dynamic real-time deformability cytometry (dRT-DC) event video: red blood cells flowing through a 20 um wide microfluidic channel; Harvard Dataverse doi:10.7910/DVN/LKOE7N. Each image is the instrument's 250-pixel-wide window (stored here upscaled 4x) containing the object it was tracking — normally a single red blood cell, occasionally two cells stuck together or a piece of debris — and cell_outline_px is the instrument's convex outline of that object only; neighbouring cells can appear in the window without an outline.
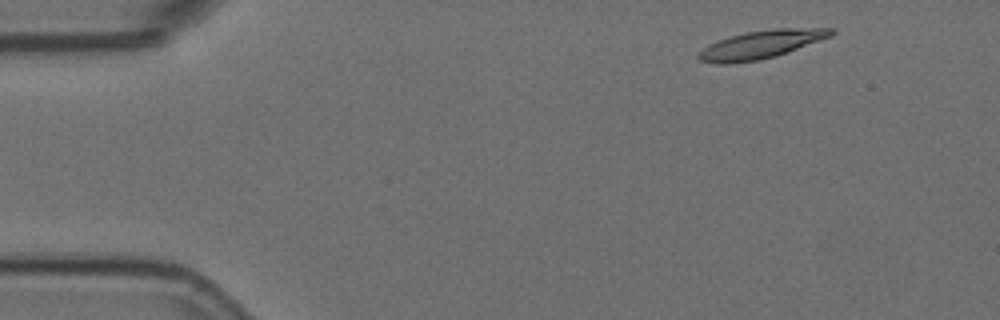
{"species": "Egyptian fruit bat (a non-hibernating species)", "species_latin": "Rousettus aegyptiacus", "temperature_condition": "room temperature", "stored_images_in_passage": 4, "camera_frame_rate_fps": 3000, "um_per_image_px": 0.085, "animal": {"sex": "female"}, "frame": {"image": 1, "passage_image": 1, "time_ms": 0.0, "image_size_px": [1000, 320], "cell_outline_px": [[836, 32], [832, 36], [788, 52], [776, 56], [760, 60], [732, 64], [716, 64], [700, 60], [696, 56], [708, 44], [716, 40], [748, 32], [776, 28], [836, 28]], "centroid_in_image_um": [64.71, 3.79], "position_along_channel_um": 20.3, "area_um2": 21.85}}
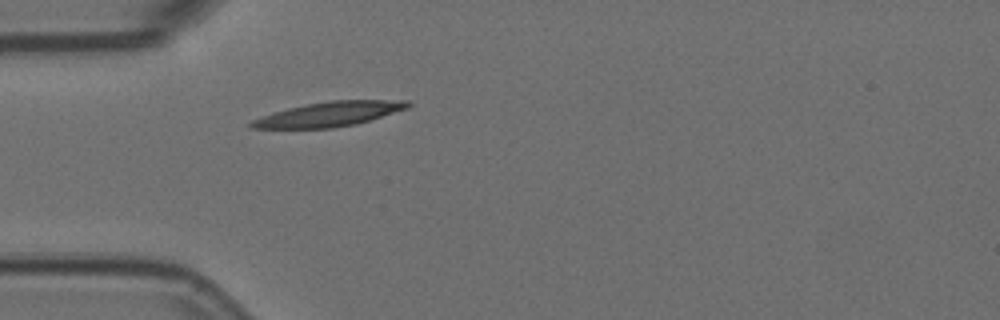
{"frame": {"image": 2, "passage_image": 4, "time_ms": 1.0, "image_size_px": [1000, 320], "cell_outline_px": [[412, 104], [408, 108], [356, 124], [332, 128], [252, 128], [248, 124], [252, 120], [288, 108], [304, 104], [328, 100], [408, 100]], "centroid_in_image_um": [28.02, 9.69], "position_along_channel_um": 57.0, "area_um2": 22.25}}